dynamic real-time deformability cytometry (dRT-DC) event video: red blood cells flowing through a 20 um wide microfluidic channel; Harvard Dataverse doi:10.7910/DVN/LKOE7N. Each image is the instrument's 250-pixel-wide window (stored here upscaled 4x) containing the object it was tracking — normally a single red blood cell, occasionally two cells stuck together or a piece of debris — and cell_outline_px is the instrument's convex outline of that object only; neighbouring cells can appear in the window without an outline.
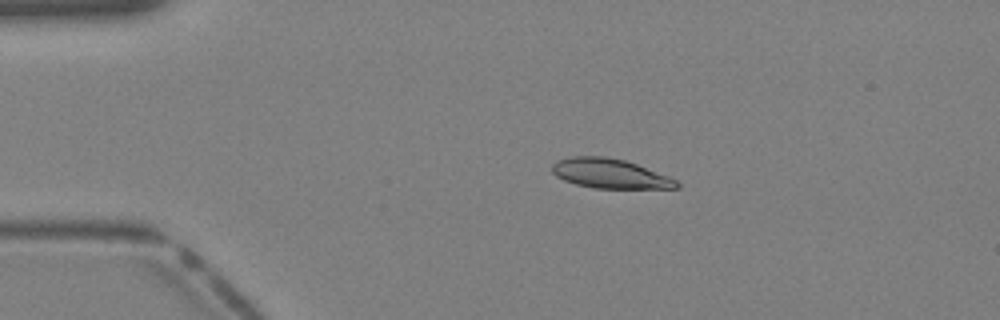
{"species": "Egyptian fruit bat (a non-hibernating species)", "species_latin": "Rousettus aegyptiacus", "temperature_condition": "warm", "stored_images_in_passage": 35, "camera_frame_rate_fps": 3000, "um_per_image_px": 0.085, "animal": {"sex": "female"}, "frame": {"image": 1, "passage_image": 4, "time_ms": 1.0, "image_size_px": [1000, 320], "cell_outline_px": [[680, 188], [596, 188], [576, 184], [564, 180], [556, 176], [552, 172], [552, 164], [556, 160], [572, 156], [604, 156], [624, 160], [636, 164], [668, 176], [676, 180], [680, 184]], "centroid_in_image_um": [51.82, 14.75], "position_along_channel_um": 33.2, "area_um2": 21.33}}
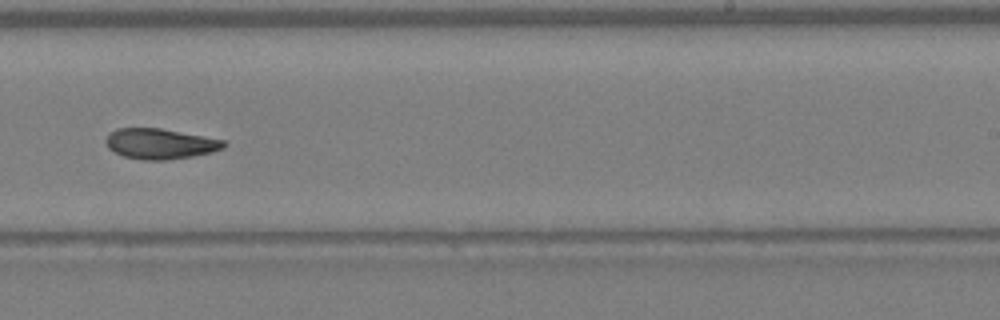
{"frame": {"image": 2, "passage_image": 21, "time_ms": 6.667, "image_size_px": [1000, 320], "cell_outline_px": [[228, 144], [224, 148], [212, 152], [192, 156], [164, 160], [144, 160], [124, 156], [108, 148], [108, 132], [116, 128], [160, 128], [204, 136], [224, 140]], "centroid_in_image_um": [13.65, 12.21], "position_along_channel_um": 275.4, "area_um2": 20.75}}
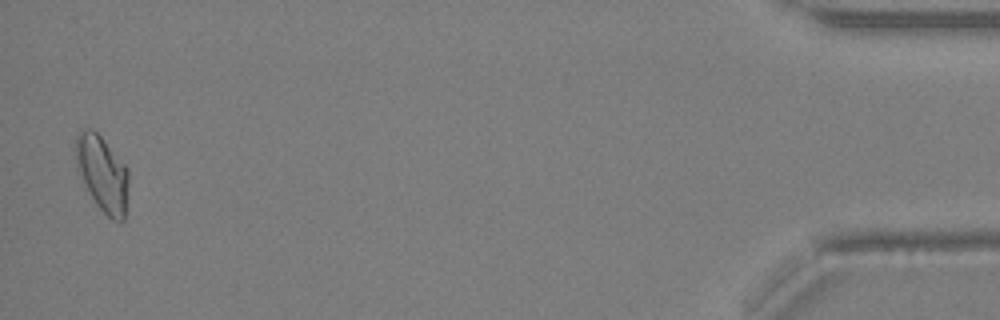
{"frame": {"image": 3, "passage_image": 35, "time_ms": 11.333, "image_size_px": [1000, 320], "cell_outline_px": [[128, 184], [124, 220], [120, 224], [112, 220], [96, 204], [84, 184], [76, 168], [76, 136], [80, 128], [92, 128], [104, 140], [128, 168]], "centroid_in_image_um": [8.7, 14.75], "position_along_channel_um": 426.5, "area_um2": 23.35}}